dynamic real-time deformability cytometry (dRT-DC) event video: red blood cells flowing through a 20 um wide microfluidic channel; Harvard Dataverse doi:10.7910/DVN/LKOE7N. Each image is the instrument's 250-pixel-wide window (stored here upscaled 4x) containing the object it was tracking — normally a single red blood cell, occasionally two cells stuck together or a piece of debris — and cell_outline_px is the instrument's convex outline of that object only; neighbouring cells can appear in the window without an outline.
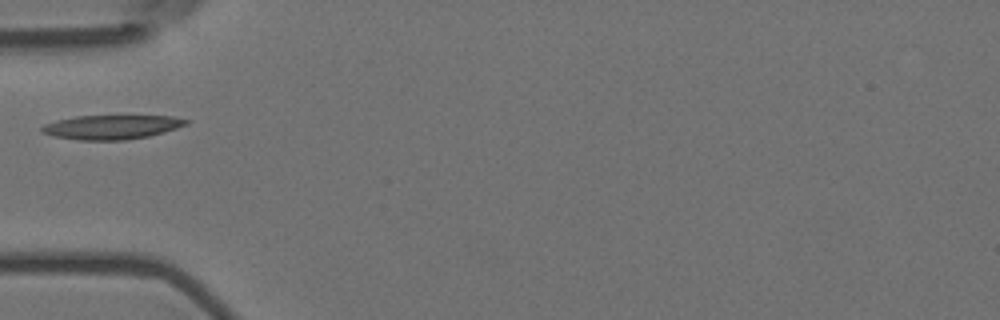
{"species": "Egyptian fruit bat (a non-hibernating species)", "species_latin": "Rousettus aegyptiacus", "temperature_condition": "room temperature", "stored_images_in_passage": 39, "camera_frame_rate_fps": 3000, "um_per_image_px": 0.085, "animal": {"sex": "female"}, "frame": {"image": 1, "passage_image": 1, "time_ms": 0.0, "image_size_px": [1000, 320], "cell_outline_px": [[192, 120], [188, 124], [164, 132], [148, 136], [124, 140], [80, 140], [52, 136], [40, 132], [40, 128], [44, 124], [56, 120], [76, 116], [172, 116]], "centroid_in_image_um": [9.47, 10.8], "position_along_channel_um": 75.5, "area_um2": 20.4}}
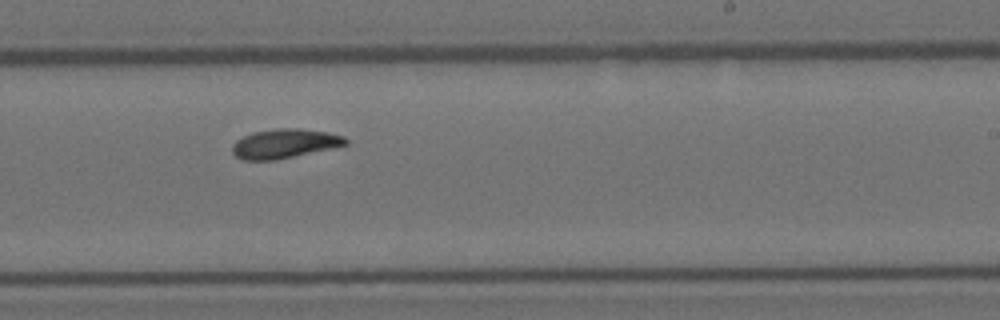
{"frame": {"image": 2, "passage_image": 17, "time_ms": 5.333, "image_size_px": [1000, 320], "cell_outline_px": [[348, 144], [332, 148], [276, 160], [244, 160], [236, 156], [232, 152], [232, 144], [236, 140], [252, 132], [276, 128], [300, 128], [328, 132], [344, 136], [348, 140]], "centroid_in_image_um": [24.19, 12.2], "position_along_channel_um": 264.8, "area_um2": 19.42}}
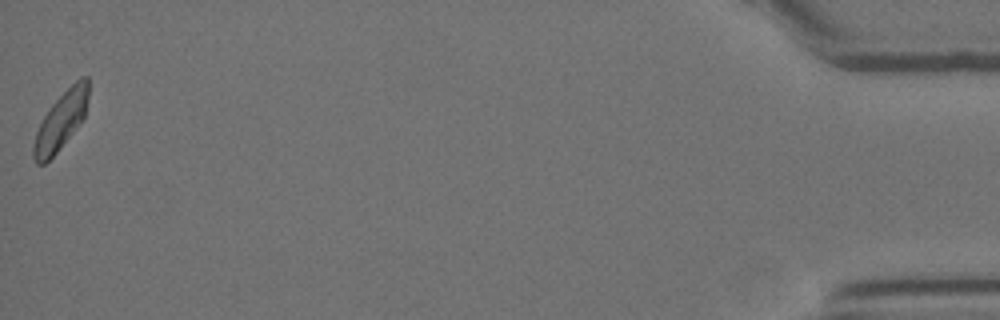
{"frame": {"image": 3, "passage_image": 39, "time_ms": 12.667, "image_size_px": [1000, 320], "cell_outline_px": [[88, 96], [84, 120], [56, 152], [44, 164], [36, 164], [32, 156], [32, 148], [36, 132], [48, 108], [80, 76], [88, 76]], "centroid_in_image_um": [5.18, 10.27], "position_along_channel_um": 430.0, "area_um2": 18.32}}